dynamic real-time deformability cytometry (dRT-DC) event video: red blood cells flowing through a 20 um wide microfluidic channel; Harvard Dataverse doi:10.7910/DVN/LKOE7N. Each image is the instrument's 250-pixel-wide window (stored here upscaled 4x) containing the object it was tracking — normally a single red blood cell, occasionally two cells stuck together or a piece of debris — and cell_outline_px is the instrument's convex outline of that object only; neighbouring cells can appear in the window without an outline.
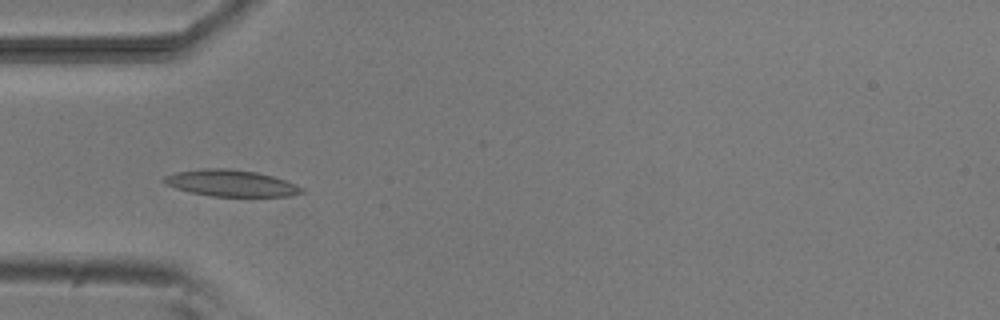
{"species": "common noctule bat (a hibernating species)", "species_latin": "Nyctalus noctula", "temperature_condition": "room temperature", "stored_images_in_passage": 6, "camera_frame_rate_fps": 3000, "um_per_image_px": 0.085, "animal": {"sex": "male", "body_mass_g": 20.5, "forearm_length_mm": 52.5}, "frame": {"image": 1, "passage_image": 5, "time_ms": 4.667, "image_size_px": [1000, 320], "cell_outline_px": [[304, 192], [292, 196], [212, 196], [192, 192], [176, 188], [164, 184], [160, 180], [164, 176], [176, 172], [204, 168], [228, 168], [256, 172], [272, 176], [296, 184], [304, 188]], "centroid_in_image_um": [19.62, 15.56], "position_along_channel_um": 65.4, "area_um2": 21.27}}
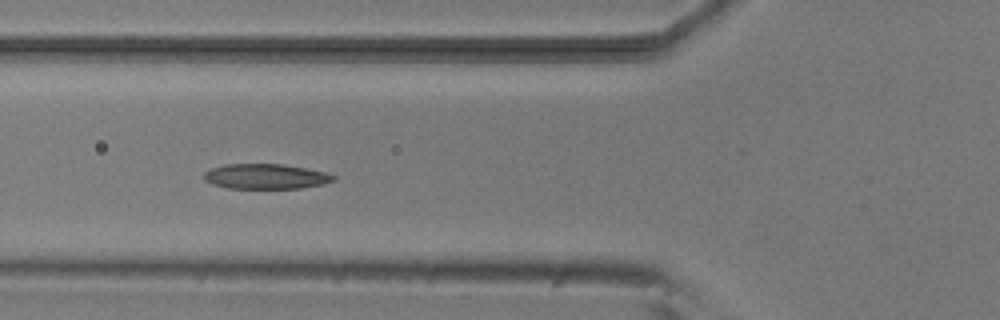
{"frame": {"image": 2, "passage_image": 6, "time_ms": 5.667, "image_size_px": [1000, 320], "cell_outline_px": [[336, 180], [324, 184], [300, 188], [228, 188], [212, 184], [204, 180], [204, 172], [212, 168], [224, 164], [280, 164], [304, 168], [324, 172], [336, 176]], "centroid_in_image_um": [22.57, 15.0], "position_along_channel_um": 103.2, "area_um2": 18.84}}